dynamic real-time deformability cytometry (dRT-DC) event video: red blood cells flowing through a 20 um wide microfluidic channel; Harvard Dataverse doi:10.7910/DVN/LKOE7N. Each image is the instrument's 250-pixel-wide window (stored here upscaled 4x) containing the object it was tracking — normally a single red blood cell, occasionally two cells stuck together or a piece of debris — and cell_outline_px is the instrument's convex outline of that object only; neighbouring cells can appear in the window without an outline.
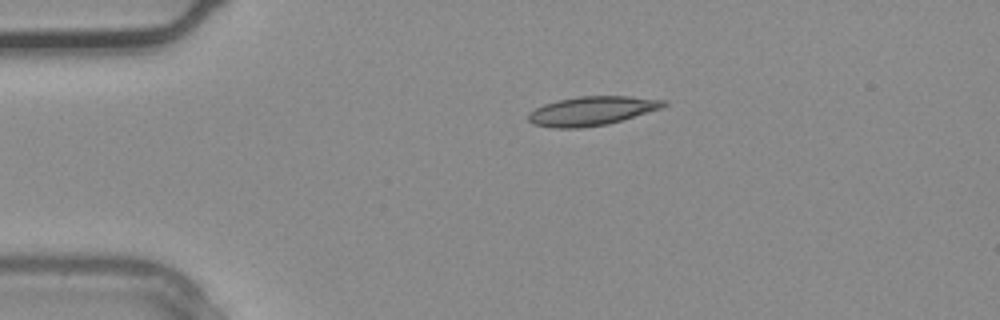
{"species": "common noctule bat (a hibernating species)", "species_latin": "Nyctalus noctula", "temperature_condition": "warm", "stored_images_in_passage": 2, "camera_frame_rate_fps": 3000, "um_per_image_px": 0.085, "animal": {"sex": "male", "body_mass_g": 20.4}, "frame": {"image": 1, "passage_image": 1, "time_ms": 0.0, "image_size_px": [1000, 320], "cell_outline_px": [[668, 104], [660, 108], [608, 124], [580, 128], [552, 128], [532, 124], [528, 120], [528, 112], [544, 104], [556, 100], [580, 96], [628, 96], [668, 100]], "centroid_in_image_um": [50.27, 9.42], "position_along_channel_um": 34.7, "area_um2": 22.89}}